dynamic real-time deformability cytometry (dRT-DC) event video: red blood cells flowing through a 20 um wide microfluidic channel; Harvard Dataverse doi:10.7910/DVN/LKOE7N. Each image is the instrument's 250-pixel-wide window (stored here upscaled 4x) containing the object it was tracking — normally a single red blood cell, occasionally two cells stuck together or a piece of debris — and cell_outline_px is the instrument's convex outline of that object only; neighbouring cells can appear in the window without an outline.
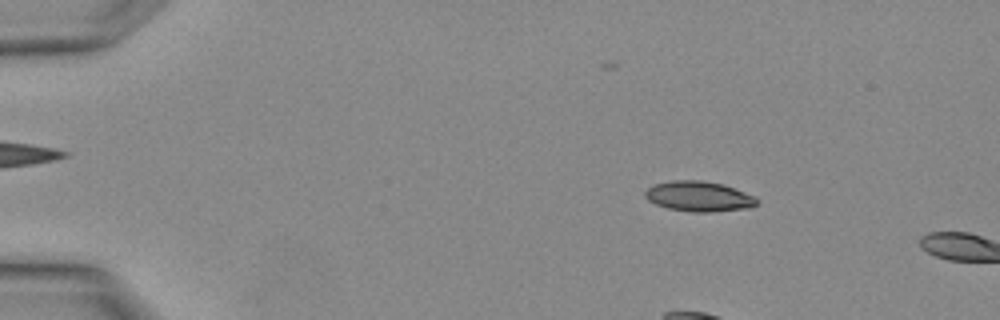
{"species": "Egyptian fruit bat (a non-hibernating species)", "species_latin": "Rousettus aegyptiacus", "temperature_condition": "warm", "stored_images_in_passage": 3, "camera_frame_rate_fps": 3000, "um_per_image_px": 0.085, "animal": {"sex": "female"}, "frame": {"image": 1, "passage_image": 1, "time_ms": 0.0, "image_size_px": [1000, 320], "cell_outline_px": [[756, 204], [748, 208], [708, 212], [692, 212], [668, 208], [656, 204], [648, 200], [644, 196], [644, 192], [652, 184], [672, 180], [700, 180], [724, 184], [756, 196]], "centroid_in_image_um": [59.37, 16.68], "position_along_channel_um": 25.6, "area_um2": 19.71}}